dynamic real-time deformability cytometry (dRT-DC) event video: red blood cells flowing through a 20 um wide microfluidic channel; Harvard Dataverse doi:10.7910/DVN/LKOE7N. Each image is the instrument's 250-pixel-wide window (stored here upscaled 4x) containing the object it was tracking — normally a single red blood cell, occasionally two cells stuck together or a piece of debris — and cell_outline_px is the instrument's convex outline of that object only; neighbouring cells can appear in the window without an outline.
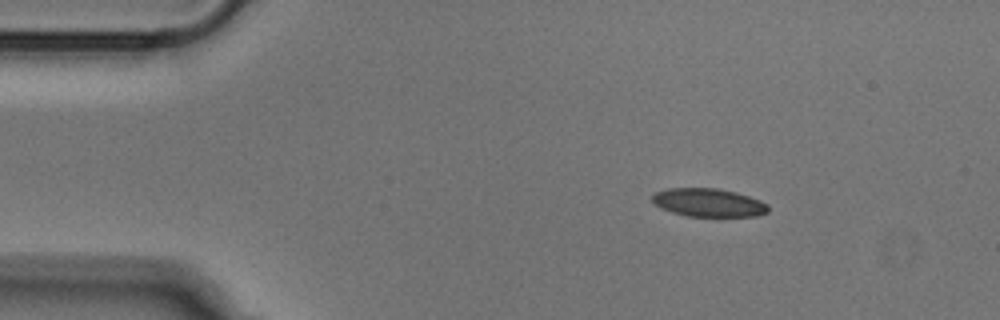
{"species": "Egyptian fruit bat (a non-hibernating species)", "species_latin": "Rousettus aegyptiacus", "temperature_condition": "cold", "stored_images_in_passage": 51, "camera_frame_rate_fps": 3000, "um_per_image_px": 0.085, "animal": {"sex": "male"}, "frame": {"image": 1, "passage_image": 7, "time_ms": 2.0, "image_size_px": [1000, 320], "cell_outline_px": [[768, 212], [756, 216], [684, 216], [660, 208], [652, 200], [652, 196], [656, 192], [668, 188], [716, 188], [736, 192], [760, 200], [768, 204]], "centroid_in_image_um": [60.22, 17.22], "position_along_channel_um": 24.8, "area_um2": 19.07}}
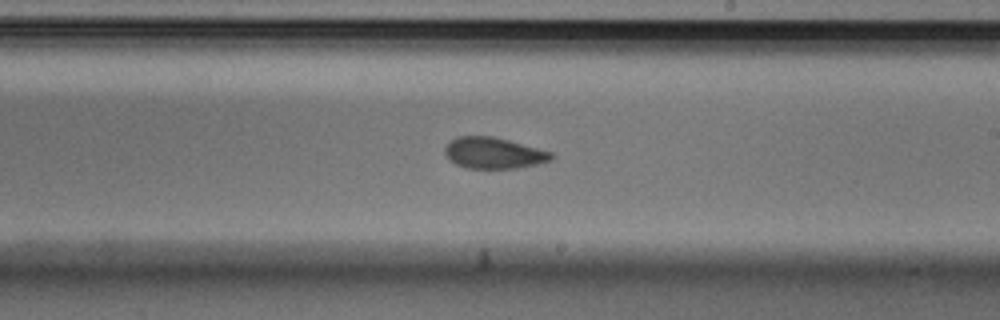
{"frame": {"image": 2, "passage_image": 29, "time_ms": 9.333, "image_size_px": [1000, 320], "cell_outline_px": [[556, 156], [552, 160], [536, 164], [516, 168], [468, 168], [456, 164], [448, 160], [444, 152], [444, 148], [456, 136], [492, 136], [508, 140], [552, 152]], "centroid_in_image_um": [41.96, 13.01], "position_along_channel_um": 247.0, "area_um2": 19.31}}
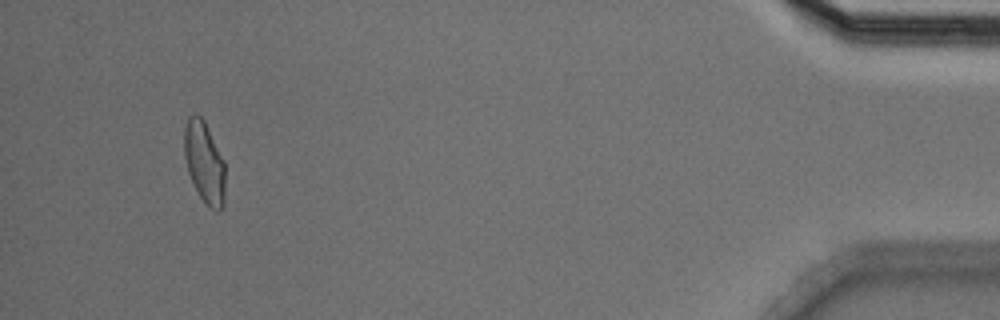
{"frame": {"image": 3, "passage_image": 48, "time_ms": 15.667, "image_size_px": [1000, 320], "cell_outline_px": [[224, 204], [216, 212], [208, 208], [200, 196], [188, 172], [184, 156], [184, 128], [188, 116], [192, 112], [196, 112], [204, 120], [224, 160]], "centroid_in_image_um": [17.36, 13.77], "position_along_channel_um": 417.8, "area_um2": 19.54}}